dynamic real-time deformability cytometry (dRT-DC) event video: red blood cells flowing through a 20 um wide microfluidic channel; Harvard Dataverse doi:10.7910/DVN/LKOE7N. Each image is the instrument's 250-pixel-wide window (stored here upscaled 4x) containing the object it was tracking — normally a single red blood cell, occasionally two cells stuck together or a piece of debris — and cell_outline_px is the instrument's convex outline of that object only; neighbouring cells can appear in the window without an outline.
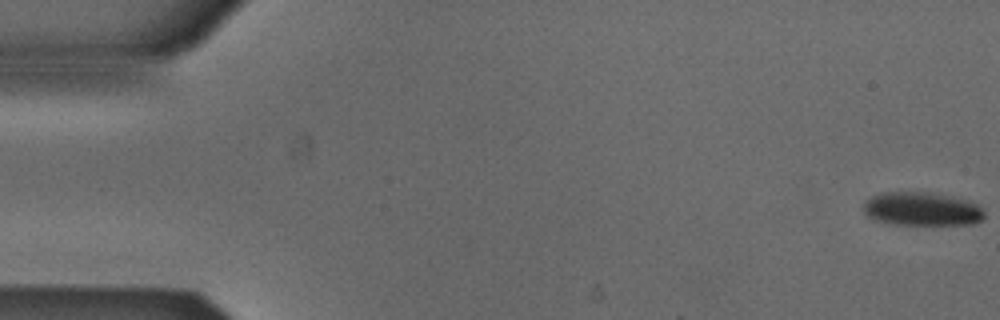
{"species": "Egyptian fruit bat (a non-hibernating species)", "species_latin": "Rousettus aegyptiacus", "temperature_condition": "cold", "stored_images_in_passage": 53, "camera_frame_rate_fps": 3000, "um_per_image_px": 0.085, "animal": {"sex": "male"}, "frame": {"image": 1, "passage_image": 1, "time_ms": 0.0, "image_size_px": [1000, 320], "cell_outline_px": [[984, 216], [980, 220], [972, 224], [888, 224], [864, 216], [864, 204], [872, 196], [880, 192], [928, 192], [952, 196], [968, 200], [976, 204], [984, 212]], "centroid_in_image_um": [78.32, 17.76], "position_along_channel_um": 6.7, "area_um2": 23.64}}
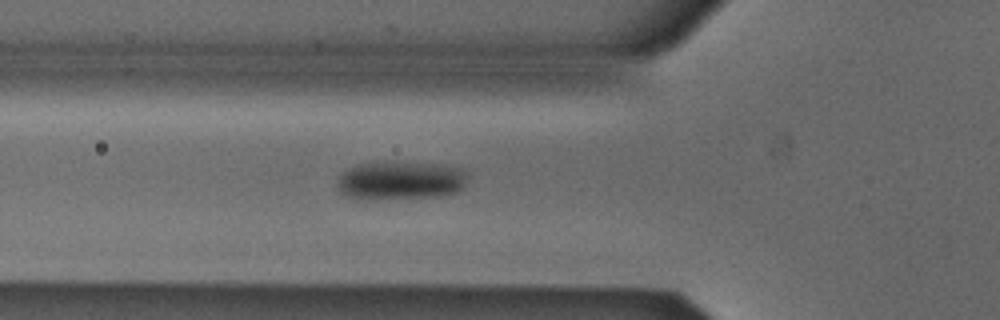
{"frame": {"image": 2, "passage_image": 19, "time_ms": 6.0, "image_size_px": [1000, 320], "cell_outline_px": [[464, 184], [460, 192], [440, 196], [372, 200], [344, 196], [340, 192], [336, 184], [340, 176], [344, 172], [360, 164], [432, 164], [456, 168], [464, 172]], "centroid_in_image_um": [34.0, 15.41], "position_along_channel_um": 91.8, "area_um2": 28.26}}
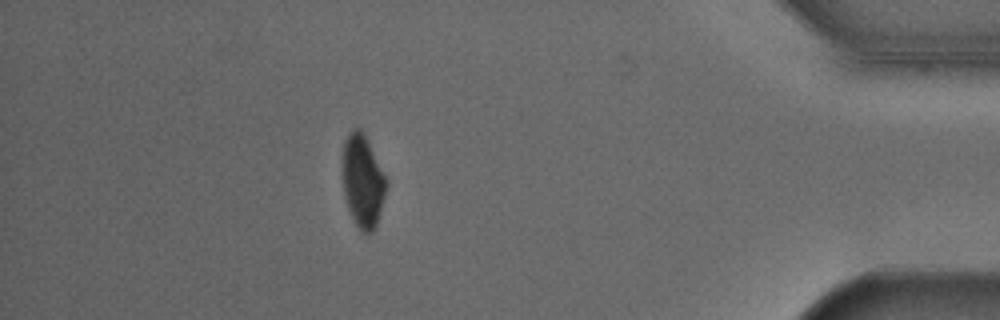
{"frame": {"image": 3, "passage_image": 47, "time_ms": 15.333, "image_size_px": [1000, 320], "cell_outline_px": [[388, 180], [384, 196], [376, 224], [372, 232], [360, 232], [348, 208], [344, 192], [344, 140], [348, 132], [352, 128], [360, 128], [364, 132]], "centroid_in_image_um": [30.85, 15.34], "position_along_channel_um": 404.4, "area_um2": 23.24}, "authors_computed_cell_mechanics": {"area_um2": 26.588, "velocity_mm_per_s": 3.881, "shape_relaxation_time_tau1_ms": 4.8028, "shape_relaxation_time_tau2_ms": null, "deformation_change_tau1": 0.1007, "deformation_change_tau2": null}}